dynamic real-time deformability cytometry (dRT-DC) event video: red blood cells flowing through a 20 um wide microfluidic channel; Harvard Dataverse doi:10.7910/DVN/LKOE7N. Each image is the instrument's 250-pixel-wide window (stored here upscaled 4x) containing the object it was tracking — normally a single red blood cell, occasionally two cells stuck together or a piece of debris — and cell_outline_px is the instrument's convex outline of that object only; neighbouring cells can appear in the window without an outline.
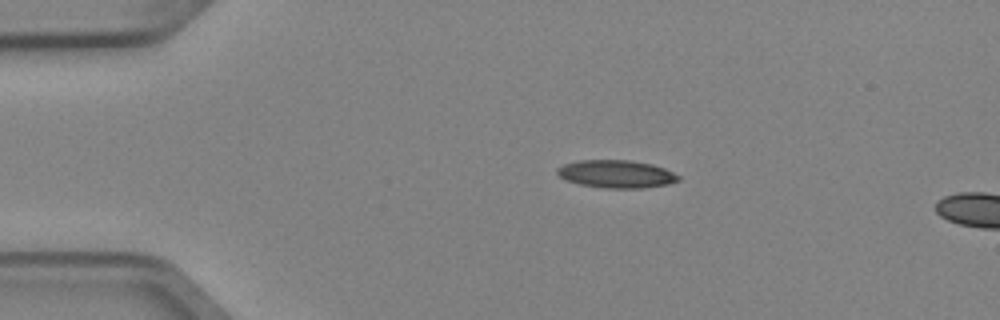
{"species": "Egyptian fruit bat (a non-hibernating species)", "species_latin": "Rousettus aegyptiacus", "temperature_condition": "cold", "stored_images_in_passage": 2, "camera_frame_rate_fps": 3000, "um_per_image_px": 0.085, "animal": {"sex": "female"}, "frame": {"image": 1, "passage_image": 1, "time_ms": 0.0, "image_size_px": [1000, 320], "cell_outline_px": [[680, 180], [668, 184], [644, 188], [604, 188], [580, 184], [564, 180], [556, 172], [556, 168], [564, 164], [580, 160], [628, 160], [652, 164], [664, 168], [680, 176]], "centroid_in_image_um": [52.38, 14.79], "position_along_channel_um": 32.6, "area_um2": 19.65}}